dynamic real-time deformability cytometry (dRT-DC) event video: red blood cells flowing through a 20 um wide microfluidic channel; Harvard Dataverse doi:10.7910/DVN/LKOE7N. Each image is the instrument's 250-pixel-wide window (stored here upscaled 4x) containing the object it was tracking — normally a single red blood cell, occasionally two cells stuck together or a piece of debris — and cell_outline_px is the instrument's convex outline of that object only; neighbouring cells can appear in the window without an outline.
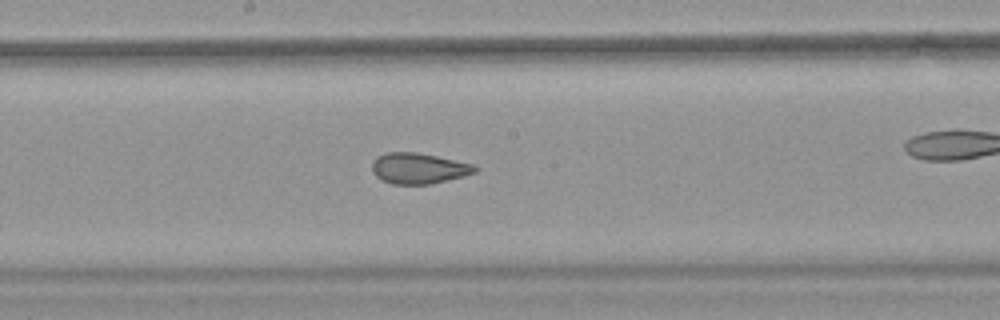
{"species": "common noctule bat (a hibernating species)", "species_latin": "Nyctalus noctula", "temperature_condition": "warm", "stored_images_in_passage": 45, "camera_frame_rate_fps": 3000, "um_per_image_px": 0.085, "animal": {"sex": "female", "body_mass_g": 18.4}, "frame": {"image": 1, "passage_image": 20, "time_ms": 6.333, "image_size_px": [1000, 320], "cell_outline_px": [[480, 168], [476, 172], [464, 176], [432, 184], [392, 184], [380, 180], [372, 172], [372, 160], [376, 156], [388, 152], [416, 152], [476, 164]], "centroid_in_image_um": [35.59, 14.31], "position_along_channel_um": 212.6, "area_um2": 18.79}, "authors_computed_cell_mechanics": {"area_um2": 20.4034, "velocity_mm_per_s": 3.8427, "shape_relaxation_time_tau1_ms": null, "shape_relaxation_time_tau2_ms": 1.1541, "deformation_change_tau1": null, "deformation_change_tau2": 0.072}}